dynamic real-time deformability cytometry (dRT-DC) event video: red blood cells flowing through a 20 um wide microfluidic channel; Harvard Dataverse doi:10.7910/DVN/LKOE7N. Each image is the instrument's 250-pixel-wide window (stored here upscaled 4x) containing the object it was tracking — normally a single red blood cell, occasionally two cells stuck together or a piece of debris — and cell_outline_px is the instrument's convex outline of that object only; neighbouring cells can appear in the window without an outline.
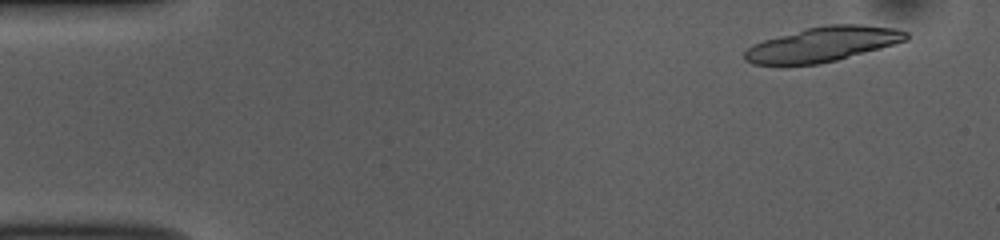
{"species": "common noctule bat (a hibernating species)", "species_latin": "Nyctalus noctula", "temperature_condition": "room temperature", "stored_images_in_passage": 17, "camera_frame_rate_fps": 3000, "um_per_image_px": 0.085, "animal": {"sex": "female", "body_mass_g": 10.0, "forearm_length_mm": 53.1}, "frame": {"image": 1, "passage_image": 2, "time_ms": 0.333, "image_size_px": [1000, 240], "cell_outline_px": [[908, 40], [880, 48], [836, 60], [820, 64], [752, 64], [744, 60], [744, 52], [752, 44], [764, 40], [804, 28], [828, 24], [860, 24], [896, 28], [908, 32]], "centroid_in_image_um": [69.94, 3.75], "position_along_channel_um": 15.1, "area_um2": 32.6}}